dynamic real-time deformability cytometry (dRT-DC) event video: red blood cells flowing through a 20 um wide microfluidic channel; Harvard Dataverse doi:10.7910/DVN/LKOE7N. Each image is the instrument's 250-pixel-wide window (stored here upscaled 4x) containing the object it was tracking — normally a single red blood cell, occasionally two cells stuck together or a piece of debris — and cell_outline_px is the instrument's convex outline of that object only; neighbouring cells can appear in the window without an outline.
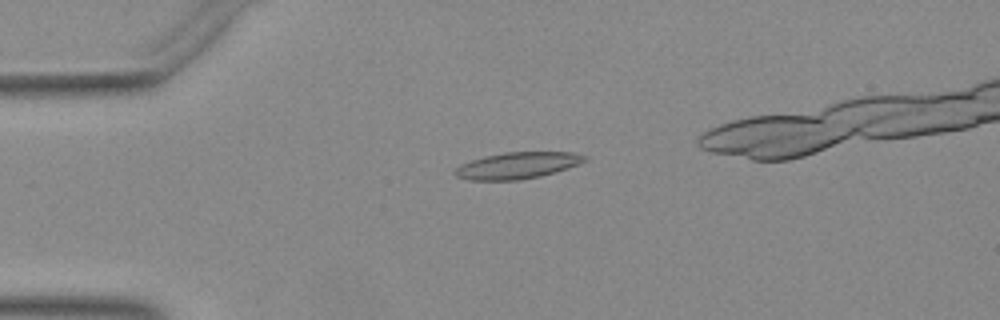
{"species": "Egyptian fruit bat (a non-hibernating species)", "species_latin": "Rousettus aegyptiacus", "temperature_condition": "warm", "stored_images_in_passage": 10, "camera_frame_rate_fps": 3000, "um_per_image_px": 0.085, "animal": {"sex": "female"}, "frame": {"image": 1, "passage_image": 1, "time_ms": 0.0, "image_size_px": [1000, 320], "cell_outline_px": [[588, 160], [568, 168], [556, 172], [540, 176], [520, 180], [468, 180], [456, 176], [452, 172], [460, 164], [484, 156], [504, 152], [572, 152], [588, 156]], "centroid_in_image_um": [43.98, 14.06], "position_along_channel_um": 41.0, "area_um2": 20.17}}
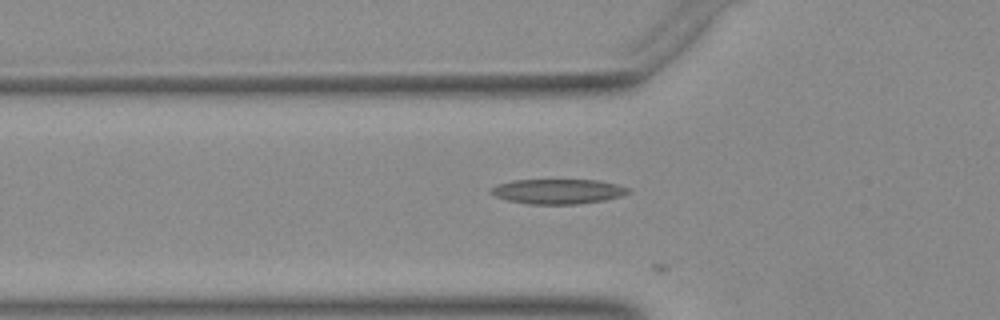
{"frame": {"image": 2, "passage_image": 6, "time_ms": 1.667, "image_size_px": [1000, 320], "cell_outline_px": [[632, 192], [620, 196], [604, 200], [576, 204], [532, 204], [508, 200], [496, 196], [488, 192], [488, 188], [496, 184], [516, 180], [596, 180], [616, 184], [628, 188]], "centroid_in_image_um": [47.39, 16.26], "position_along_channel_um": 78.4, "area_um2": 19.83}}
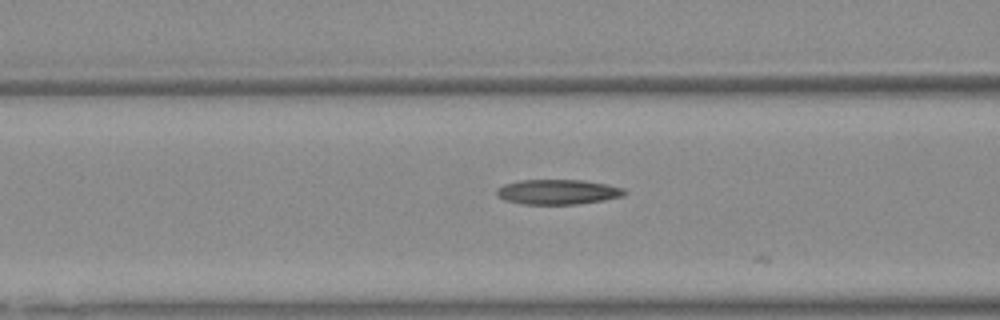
{"frame": {"image": 3, "passage_image": 9, "time_ms": 2.667, "image_size_px": [1000, 320], "cell_outline_px": [[628, 192], [624, 196], [604, 200], [576, 204], [520, 204], [504, 200], [496, 196], [496, 188], [504, 184], [520, 180], [584, 180], [624, 188]], "centroid_in_image_um": [47.38, 16.31], "position_along_channel_um": 119.2, "area_um2": 18.73}}